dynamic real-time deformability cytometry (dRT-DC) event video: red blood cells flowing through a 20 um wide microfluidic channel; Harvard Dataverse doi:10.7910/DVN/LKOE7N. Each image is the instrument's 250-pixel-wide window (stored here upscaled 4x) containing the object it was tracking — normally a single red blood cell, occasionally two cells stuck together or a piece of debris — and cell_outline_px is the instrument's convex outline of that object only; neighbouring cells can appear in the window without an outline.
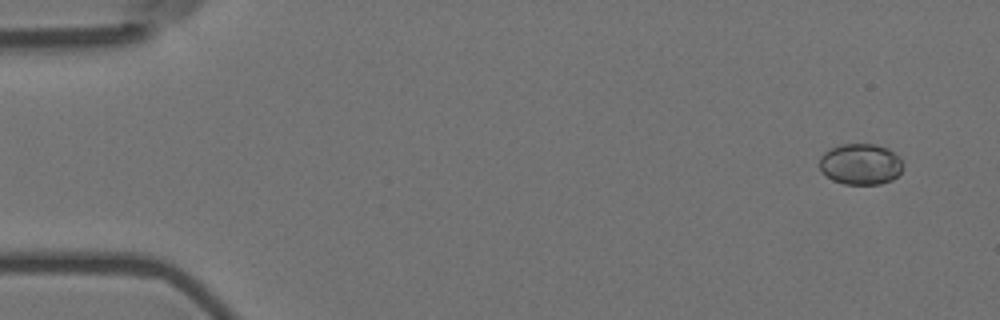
{"species": "Egyptian fruit bat (a non-hibernating species)", "species_latin": "Rousettus aegyptiacus", "temperature_condition": "room temperature", "stored_images_in_passage": 2, "camera_frame_rate_fps": 3000, "um_per_image_px": 0.085, "animal": {"sex": "female"}, "frame": {"image": 1, "passage_image": 1, "time_ms": 0.0, "image_size_px": [1000, 320], "cell_outline_px": [[900, 172], [892, 180], [880, 184], [844, 184], [832, 180], [820, 168], [820, 156], [824, 152], [840, 144], [876, 144], [888, 148], [900, 156]], "centroid_in_image_um": [73.14, 13.94], "position_along_channel_um": 11.9, "area_um2": 19.83}}